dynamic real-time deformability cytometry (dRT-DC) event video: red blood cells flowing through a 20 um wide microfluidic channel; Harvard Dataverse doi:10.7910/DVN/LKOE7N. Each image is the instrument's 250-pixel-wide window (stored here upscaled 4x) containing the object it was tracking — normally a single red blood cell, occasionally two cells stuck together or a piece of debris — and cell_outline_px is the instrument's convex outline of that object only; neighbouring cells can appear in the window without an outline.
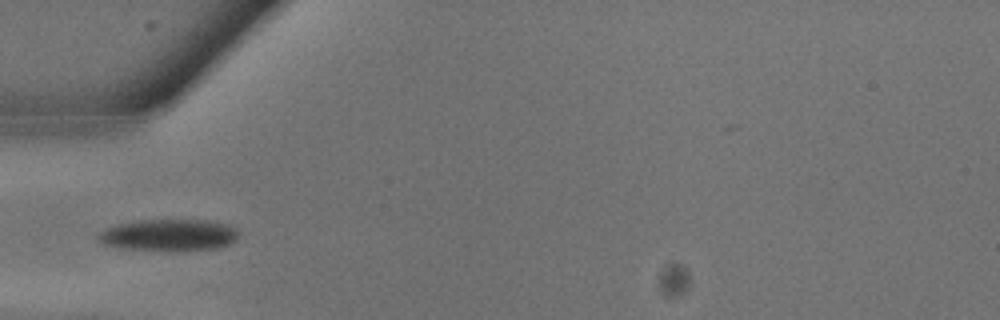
{"species": "common noctule bat (a hibernating species)", "species_latin": "Nyctalus noctula", "temperature_condition": "warm", "stored_images_in_passage": 10, "camera_frame_rate_fps": 3000, "um_per_image_px": 0.085, "animal": {"sex": "male", "body_mass_g": 13.3}, "frame": {"image": 1, "passage_image": 9, "time_ms": 2.667, "image_size_px": [1000, 320], "cell_outline_px": [[240, 236], [236, 240], [228, 244], [216, 248], [120, 248], [104, 244], [96, 236], [100, 232], [116, 224], [140, 220], [212, 220], [236, 228]], "centroid_in_image_um": [14.37, 19.93], "position_along_channel_um": 70.6, "area_um2": 24.91}}